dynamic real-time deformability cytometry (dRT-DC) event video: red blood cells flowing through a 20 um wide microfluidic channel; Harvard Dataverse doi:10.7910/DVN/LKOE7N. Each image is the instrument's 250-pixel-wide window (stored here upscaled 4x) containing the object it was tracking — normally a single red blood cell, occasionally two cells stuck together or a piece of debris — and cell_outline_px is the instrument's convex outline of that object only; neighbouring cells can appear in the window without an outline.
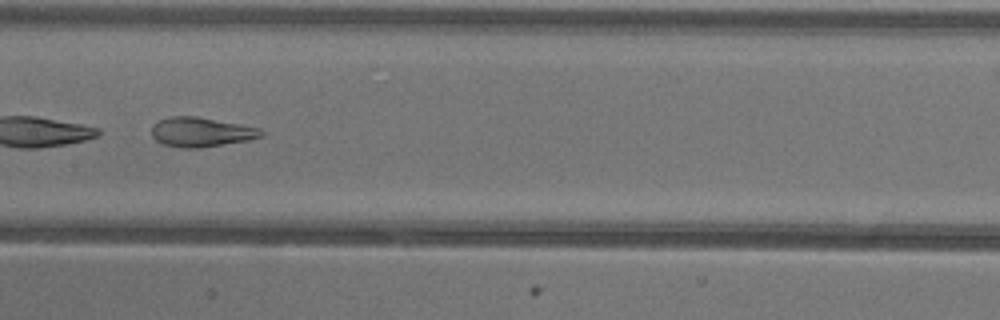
{"species": "common noctule bat (a hibernating species)", "species_latin": "Nyctalus noctula", "temperature_condition": "warm", "stored_images_in_passage": 44, "camera_frame_rate_fps": 3000, "um_per_image_px": 0.085, "animal": {"sex": "female"}, "frame": {"image": 1, "passage_image": 19, "time_ms": 6.0, "image_size_px": [1000, 320], "cell_outline_px": [[264, 136], [248, 140], [200, 148], [180, 148], [164, 144], [156, 140], [152, 136], [152, 124], [160, 120], [172, 116], [196, 116], [240, 124], [260, 128], [264, 132]], "centroid_in_image_um": [17.1, 11.23], "position_along_channel_um": 190.3, "area_um2": 18.84}, "authors_computed_cell_mechanics": {"area_um2": 21.6172, "velocity_mm_per_s": 3.9516, "shape_relaxation_time_tau1_ms": 8.4691, "shape_relaxation_time_tau2_ms": 1.3891, "deformation_change_tau1": 0.2452, "deformation_change_tau2": 0.1063}}